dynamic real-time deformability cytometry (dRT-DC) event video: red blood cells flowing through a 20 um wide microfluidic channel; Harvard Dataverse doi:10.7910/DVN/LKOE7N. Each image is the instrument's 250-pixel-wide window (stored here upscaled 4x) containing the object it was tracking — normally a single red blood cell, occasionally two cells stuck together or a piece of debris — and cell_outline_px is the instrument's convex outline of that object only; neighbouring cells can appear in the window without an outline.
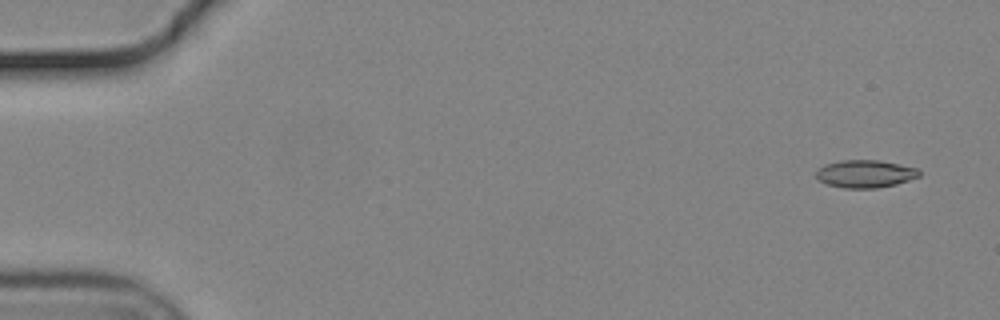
{"species": "common noctule bat (a hibernating species)", "species_latin": "Nyctalus noctula", "temperature_condition": "cold", "stored_images_in_passage": 54, "camera_frame_rate_fps": 3000, "um_per_image_px": 0.085, "animal": {"sex": "male", "body_mass_g": 19.2, "forearm_length_mm": 51.8}, "frame": {"image": 1, "passage_image": 1, "time_ms": 0.0, "image_size_px": [1000, 320], "cell_outline_px": [[920, 176], [896, 184], [876, 188], [844, 188], [828, 184], [820, 180], [816, 176], [816, 172], [824, 164], [840, 160], [880, 160], [920, 168]], "centroid_in_image_um": [73.58, 14.76], "position_along_channel_um": 11.4, "area_um2": 16.65}}
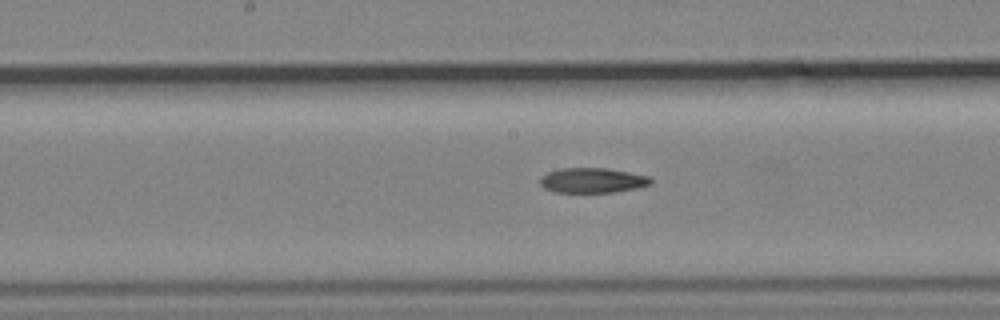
{"frame": {"image": 2, "passage_image": 27, "time_ms": 8.667, "image_size_px": [1000, 320], "cell_outline_px": [[652, 184], [636, 188], [612, 192], [552, 192], [544, 188], [540, 184], [540, 176], [548, 172], [560, 168], [608, 168], [648, 176], [652, 180]], "centroid_in_image_um": [50.32, 15.33], "position_along_channel_um": 197.9, "area_um2": 16.13}}
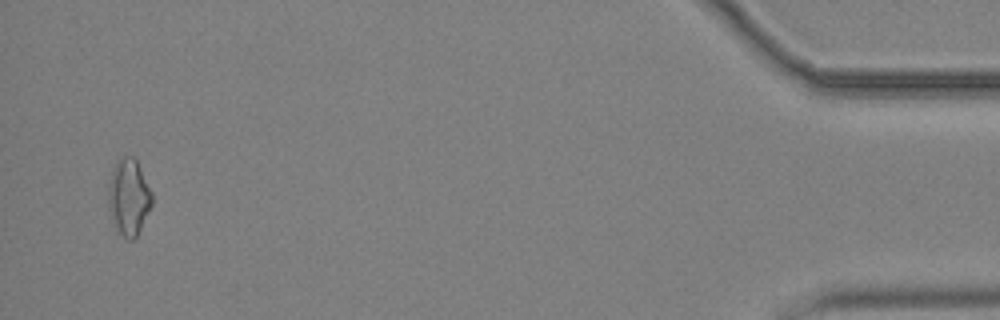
{"frame": {"image": 3, "passage_image": 52, "time_ms": 17.0, "image_size_px": [1000, 320], "cell_outline_px": [[152, 204], [136, 236], [132, 240], [128, 240], [120, 232], [108, 208], [108, 184], [112, 168], [116, 160], [124, 156], [132, 156], [136, 160], [152, 192]], "centroid_in_image_um": [10.93, 16.69], "position_along_channel_um": 424.3, "area_um2": 19.07}}